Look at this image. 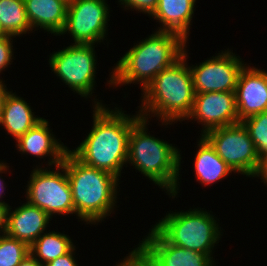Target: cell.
I'll return each mask as SVG.
<instances>
[{"label": "cell", "mask_w": 267, "mask_h": 266, "mask_svg": "<svg viewBox=\"0 0 267 266\" xmlns=\"http://www.w3.org/2000/svg\"><path fill=\"white\" fill-rule=\"evenodd\" d=\"M31 108L23 97L18 96L16 91L13 93V90H10L4 100L0 127H4L5 132L17 141L43 119L35 115Z\"/></svg>", "instance_id": "cell-19"}, {"label": "cell", "mask_w": 267, "mask_h": 266, "mask_svg": "<svg viewBox=\"0 0 267 266\" xmlns=\"http://www.w3.org/2000/svg\"><path fill=\"white\" fill-rule=\"evenodd\" d=\"M259 178L263 182L265 186H267V156L263 158H259L257 168L252 175V178Z\"/></svg>", "instance_id": "cell-29"}, {"label": "cell", "mask_w": 267, "mask_h": 266, "mask_svg": "<svg viewBox=\"0 0 267 266\" xmlns=\"http://www.w3.org/2000/svg\"><path fill=\"white\" fill-rule=\"evenodd\" d=\"M127 255L120 260L124 266H157L138 247H134Z\"/></svg>", "instance_id": "cell-27"}, {"label": "cell", "mask_w": 267, "mask_h": 266, "mask_svg": "<svg viewBox=\"0 0 267 266\" xmlns=\"http://www.w3.org/2000/svg\"><path fill=\"white\" fill-rule=\"evenodd\" d=\"M30 254V246L6 234L0 235V266H18Z\"/></svg>", "instance_id": "cell-23"}, {"label": "cell", "mask_w": 267, "mask_h": 266, "mask_svg": "<svg viewBox=\"0 0 267 266\" xmlns=\"http://www.w3.org/2000/svg\"><path fill=\"white\" fill-rule=\"evenodd\" d=\"M50 128L48 119L43 118L16 141V150L40 159L48 157L45 164L50 168L61 164L69 147L57 139Z\"/></svg>", "instance_id": "cell-15"}, {"label": "cell", "mask_w": 267, "mask_h": 266, "mask_svg": "<svg viewBox=\"0 0 267 266\" xmlns=\"http://www.w3.org/2000/svg\"><path fill=\"white\" fill-rule=\"evenodd\" d=\"M254 142L259 158L267 156V111L252 115L241 121Z\"/></svg>", "instance_id": "cell-24"}, {"label": "cell", "mask_w": 267, "mask_h": 266, "mask_svg": "<svg viewBox=\"0 0 267 266\" xmlns=\"http://www.w3.org/2000/svg\"><path fill=\"white\" fill-rule=\"evenodd\" d=\"M68 3L69 0H24L32 30L58 36L65 24Z\"/></svg>", "instance_id": "cell-18"}, {"label": "cell", "mask_w": 267, "mask_h": 266, "mask_svg": "<svg viewBox=\"0 0 267 266\" xmlns=\"http://www.w3.org/2000/svg\"><path fill=\"white\" fill-rule=\"evenodd\" d=\"M115 266H124L121 262H116V265Z\"/></svg>", "instance_id": "cell-35"}, {"label": "cell", "mask_w": 267, "mask_h": 266, "mask_svg": "<svg viewBox=\"0 0 267 266\" xmlns=\"http://www.w3.org/2000/svg\"><path fill=\"white\" fill-rule=\"evenodd\" d=\"M199 138L197 140L198 149L196 148V154H194L193 172H195L196 181L203 187L212 186L211 184L218 183L234 172L202 135Z\"/></svg>", "instance_id": "cell-20"}, {"label": "cell", "mask_w": 267, "mask_h": 266, "mask_svg": "<svg viewBox=\"0 0 267 266\" xmlns=\"http://www.w3.org/2000/svg\"><path fill=\"white\" fill-rule=\"evenodd\" d=\"M5 36V34L3 33V31L0 29V38L1 37H4Z\"/></svg>", "instance_id": "cell-34"}, {"label": "cell", "mask_w": 267, "mask_h": 266, "mask_svg": "<svg viewBox=\"0 0 267 266\" xmlns=\"http://www.w3.org/2000/svg\"><path fill=\"white\" fill-rule=\"evenodd\" d=\"M93 99L92 128L79 146L69 151L84 164L120 179L121 171L127 167L129 134L141 115L138 111L134 115L125 114L122 107L110 109L103 100Z\"/></svg>", "instance_id": "cell-1"}, {"label": "cell", "mask_w": 267, "mask_h": 266, "mask_svg": "<svg viewBox=\"0 0 267 266\" xmlns=\"http://www.w3.org/2000/svg\"><path fill=\"white\" fill-rule=\"evenodd\" d=\"M10 166L8 165V163L5 161H1L0 160V203H6L5 200H3L2 198H4L5 195V190H6V183L5 180H3V176L1 174H6L7 172H9L8 170ZM2 178V179H1Z\"/></svg>", "instance_id": "cell-30"}, {"label": "cell", "mask_w": 267, "mask_h": 266, "mask_svg": "<svg viewBox=\"0 0 267 266\" xmlns=\"http://www.w3.org/2000/svg\"><path fill=\"white\" fill-rule=\"evenodd\" d=\"M61 164L66 169L78 221L98 225L115 212L120 192L118 177L84 164L69 150Z\"/></svg>", "instance_id": "cell-5"}, {"label": "cell", "mask_w": 267, "mask_h": 266, "mask_svg": "<svg viewBox=\"0 0 267 266\" xmlns=\"http://www.w3.org/2000/svg\"><path fill=\"white\" fill-rule=\"evenodd\" d=\"M13 38L16 40L17 37L5 35L0 38V74L10 67L15 58L13 52L15 50L13 49Z\"/></svg>", "instance_id": "cell-25"}, {"label": "cell", "mask_w": 267, "mask_h": 266, "mask_svg": "<svg viewBox=\"0 0 267 266\" xmlns=\"http://www.w3.org/2000/svg\"><path fill=\"white\" fill-rule=\"evenodd\" d=\"M197 0H159L150 16L160 24L157 31L179 34L188 42ZM192 20V21H191Z\"/></svg>", "instance_id": "cell-17"}, {"label": "cell", "mask_w": 267, "mask_h": 266, "mask_svg": "<svg viewBox=\"0 0 267 266\" xmlns=\"http://www.w3.org/2000/svg\"><path fill=\"white\" fill-rule=\"evenodd\" d=\"M185 120L201 124V134L223 126L239 123L235 92L195 94L192 109Z\"/></svg>", "instance_id": "cell-12"}, {"label": "cell", "mask_w": 267, "mask_h": 266, "mask_svg": "<svg viewBox=\"0 0 267 266\" xmlns=\"http://www.w3.org/2000/svg\"><path fill=\"white\" fill-rule=\"evenodd\" d=\"M76 246L67 254L57 257L44 266H79L78 260H76Z\"/></svg>", "instance_id": "cell-28"}, {"label": "cell", "mask_w": 267, "mask_h": 266, "mask_svg": "<svg viewBox=\"0 0 267 266\" xmlns=\"http://www.w3.org/2000/svg\"><path fill=\"white\" fill-rule=\"evenodd\" d=\"M149 122V119L140 117L133 124L128 138L126 166H133L146 179L175 199L181 183V150L175 144L173 146L148 133Z\"/></svg>", "instance_id": "cell-4"}, {"label": "cell", "mask_w": 267, "mask_h": 266, "mask_svg": "<svg viewBox=\"0 0 267 266\" xmlns=\"http://www.w3.org/2000/svg\"><path fill=\"white\" fill-rule=\"evenodd\" d=\"M220 51L202 63L189 65L195 94L235 92L239 75L248 64L229 48Z\"/></svg>", "instance_id": "cell-11"}, {"label": "cell", "mask_w": 267, "mask_h": 266, "mask_svg": "<svg viewBox=\"0 0 267 266\" xmlns=\"http://www.w3.org/2000/svg\"><path fill=\"white\" fill-rule=\"evenodd\" d=\"M205 208H190L186 211L166 213L152 225L170 244L206 253L214 262V248L223 236L220 221ZM177 211V212H176ZM216 244V245H215Z\"/></svg>", "instance_id": "cell-6"}, {"label": "cell", "mask_w": 267, "mask_h": 266, "mask_svg": "<svg viewBox=\"0 0 267 266\" xmlns=\"http://www.w3.org/2000/svg\"><path fill=\"white\" fill-rule=\"evenodd\" d=\"M0 29L5 35L19 38L34 32L26 15L24 0H0Z\"/></svg>", "instance_id": "cell-22"}, {"label": "cell", "mask_w": 267, "mask_h": 266, "mask_svg": "<svg viewBox=\"0 0 267 266\" xmlns=\"http://www.w3.org/2000/svg\"><path fill=\"white\" fill-rule=\"evenodd\" d=\"M179 34L154 31L120 57L107 80L109 87L139 84L141 92L163 70L179 60L187 45ZM136 44V45H135Z\"/></svg>", "instance_id": "cell-2"}, {"label": "cell", "mask_w": 267, "mask_h": 266, "mask_svg": "<svg viewBox=\"0 0 267 266\" xmlns=\"http://www.w3.org/2000/svg\"><path fill=\"white\" fill-rule=\"evenodd\" d=\"M107 3V0H69L65 24L58 36L70 34L73 44H101L107 38L111 16Z\"/></svg>", "instance_id": "cell-10"}, {"label": "cell", "mask_w": 267, "mask_h": 266, "mask_svg": "<svg viewBox=\"0 0 267 266\" xmlns=\"http://www.w3.org/2000/svg\"><path fill=\"white\" fill-rule=\"evenodd\" d=\"M249 64L241 71L235 88L240 122L252 115L267 111V71Z\"/></svg>", "instance_id": "cell-14"}, {"label": "cell", "mask_w": 267, "mask_h": 266, "mask_svg": "<svg viewBox=\"0 0 267 266\" xmlns=\"http://www.w3.org/2000/svg\"><path fill=\"white\" fill-rule=\"evenodd\" d=\"M202 136L234 174L240 173L252 178L259 157L254 142L242 122L211 129Z\"/></svg>", "instance_id": "cell-9"}, {"label": "cell", "mask_w": 267, "mask_h": 266, "mask_svg": "<svg viewBox=\"0 0 267 266\" xmlns=\"http://www.w3.org/2000/svg\"><path fill=\"white\" fill-rule=\"evenodd\" d=\"M10 204L7 203H0V235L5 234L6 226H7V213Z\"/></svg>", "instance_id": "cell-31"}, {"label": "cell", "mask_w": 267, "mask_h": 266, "mask_svg": "<svg viewBox=\"0 0 267 266\" xmlns=\"http://www.w3.org/2000/svg\"><path fill=\"white\" fill-rule=\"evenodd\" d=\"M159 0H118L119 5L125 11L132 10L138 11V13L142 12V14H147V16H151L157 8Z\"/></svg>", "instance_id": "cell-26"}, {"label": "cell", "mask_w": 267, "mask_h": 266, "mask_svg": "<svg viewBox=\"0 0 267 266\" xmlns=\"http://www.w3.org/2000/svg\"><path fill=\"white\" fill-rule=\"evenodd\" d=\"M94 44H73L54 51L49 56L50 70L73 93L92 98L96 90L97 55Z\"/></svg>", "instance_id": "cell-7"}, {"label": "cell", "mask_w": 267, "mask_h": 266, "mask_svg": "<svg viewBox=\"0 0 267 266\" xmlns=\"http://www.w3.org/2000/svg\"><path fill=\"white\" fill-rule=\"evenodd\" d=\"M9 206L5 234L31 246L49 227L52 218L42 209L25 202Z\"/></svg>", "instance_id": "cell-16"}, {"label": "cell", "mask_w": 267, "mask_h": 266, "mask_svg": "<svg viewBox=\"0 0 267 266\" xmlns=\"http://www.w3.org/2000/svg\"><path fill=\"white\" fill-rule=\"evenodd\" d=\"M18 266H42L31 254L25 257Z\"/></svg>", "instance_id": "cell-33"}, {"label": "cell", "mask_w": 267, "mask_h": 266, "mask_svg": "<svg viewBox=\"0 0 267 266\" xmlns=\"http://www.w3.org/2000/svg\"><path fill=\"white\" fill-rule=\"evenodd\" d=\"M41 165H35L31 171L25 188L26 201L44 210L51 218L55 215H74L75 207L65 167L59 164L56 169H50L43 166V162Z\"/></svg>", "instance_id": "cell-8"}, {"label": "cell", "mask_w": 267, "mask_h": 266, "mask_svg": "<svg viewBox=\"0 0 267 266\" xmlns=\"http://www.w3.org/2000/svg\"><path fill=\"white\" fill-rule=\"evenodd\" d=\"M137 246L157 266H218L206 253L170 244L153 226Z\"/></svg>", "instance_id": "cell-13"}, {"label": "cell", "mask_w": 267, "mask_h": 266, "mask_svg": "<svg viewBox=\"0 0 267 266\" xmlns=\"http://www.w3.org/2000/svg\"><path fill=\"white\" fill-rule=\"evenodd\" d=\"M75 244L67 234L45 231L31 246L30 254L42 265L69 253Z\"/></svg>", "instance_id": "cell-21"}, {"label": "cell", "mask_w": 267, "mask_h": 266, "mask_svg": "<svg viewBox=\"0 0 267 266\" xmlns=\"http://www.w3.org/2000/svg\"><path fill=\"white\" fill-rule=\"evenodd\" d=\"M186 48L182 57L163 69L141 93L138 113L150 120L156 117L161 127L185 121L192 109L195 93Z\"/></svg>", "instance_id": "cell-3"}, {"label": "cell", "mask_w": 267, "mask_h": 266, "mask_svg": "<svg viewBox=\"0 0 267 266\" xmlns=\"http://www.w3.org/2000/svg\"><path fill=\"white\" fill-rule=\"evenodd\" d=\"M5 80L3 81V78L0 79V117L3 111V104H4V100L7 96V94L9 93V91L11 89L8 90L6 84L4 83Z\"/></svg>", "instance_id": "cell-32"}]
</instances>
